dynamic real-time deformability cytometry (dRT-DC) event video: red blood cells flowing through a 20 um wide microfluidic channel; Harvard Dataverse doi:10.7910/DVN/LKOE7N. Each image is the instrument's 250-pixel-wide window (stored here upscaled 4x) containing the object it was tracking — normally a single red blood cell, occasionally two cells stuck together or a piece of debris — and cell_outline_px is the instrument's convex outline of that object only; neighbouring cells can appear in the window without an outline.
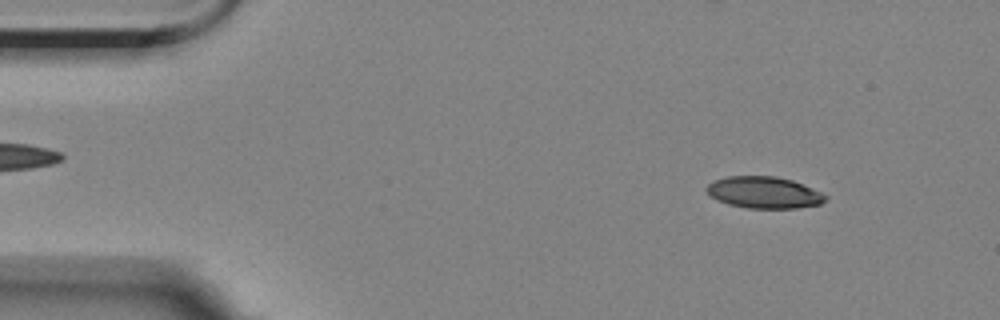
{"species": "Egyptian fruit bat (a non-hibernating species)", "species_latin": "Rousettus aegyptiacus", "temperature_condition": "room temperature", "stored_images_in_passage": 55, "camera_frame_rate_fps": 3000, "um_per_image_px": 0.085, "animal": {"sex": "female"}, "frame": {"image": 1, "passage_image": 6, "time_ms": 1.667, "image_size_px": [1000, 320], "cell_outline_px": [[828, 200], [820, 204], [796, 208], [748, 208], [728, 204], [716, 200], [704, 188], [712, 180], [728, 176], [776, 176], [792, 180], [812, 188], [828, 196]], "centroid_in_image_um": [64.93, 16.36], "position_along_channel_um": 20.1, "area_um2": 22.02}}
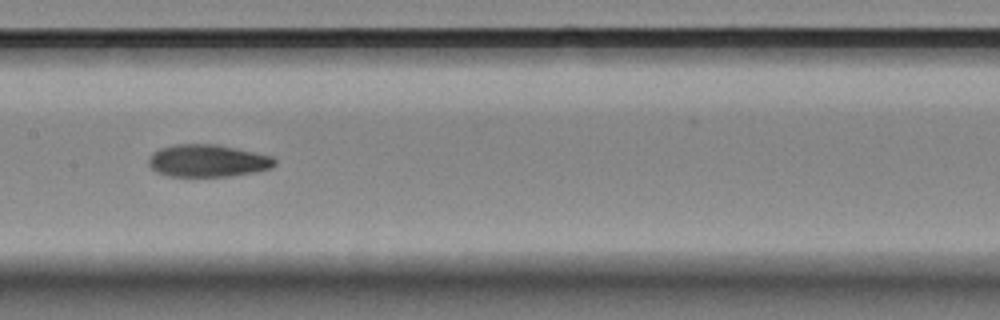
{"frame": {"image": 2, "passage_image": 27, "time_ms": 8.667, "image_size_px": [1000, 320], "cell_outline_px": [[276, 164], [272, 168], [256, 172], [232, 176], [168, 176], [156, 172], [148, 164], [148, 156], [152, 152], [160, 148], [176, 144], [216, 144], [236, 148], [272, 156], [276, 160]], "centroid_in_image_um": [17.65, 13.66], "position_along_channel_um": 189.8, "area_um2": 23.99}}
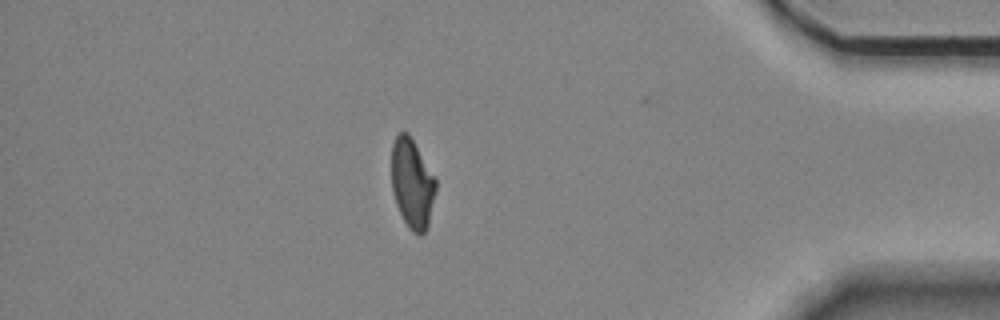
{"frame": {"image": 3, "passage_image": 48, "time_ms": 15.667, "image_size_px": [1000, 320], "cell_outline_px": [[436, 192], [428, 224], [424, 232], [420, 236], [412, 232], [408, 228], [396, 204], [392, 192], [392, 144], [396, 136], [400, 132], [408, 132], [436, 180]], "centroid_in_image_um": [35.03, 15.62], "position_along_channel_um": 400.2, "area_um2": 22.89}, "authors_computed_cell_mechanics": {"area_um2": 23.698, "velocity_mm_per_s": 3.5522, "shape_relaxation_time_tau1_ms": 7.0769, "shape_relaxation_time_tau2_ms": 4.169, "deformation_change_tau1": 0.1759, "deformation_change_tau2": 0.1096}}